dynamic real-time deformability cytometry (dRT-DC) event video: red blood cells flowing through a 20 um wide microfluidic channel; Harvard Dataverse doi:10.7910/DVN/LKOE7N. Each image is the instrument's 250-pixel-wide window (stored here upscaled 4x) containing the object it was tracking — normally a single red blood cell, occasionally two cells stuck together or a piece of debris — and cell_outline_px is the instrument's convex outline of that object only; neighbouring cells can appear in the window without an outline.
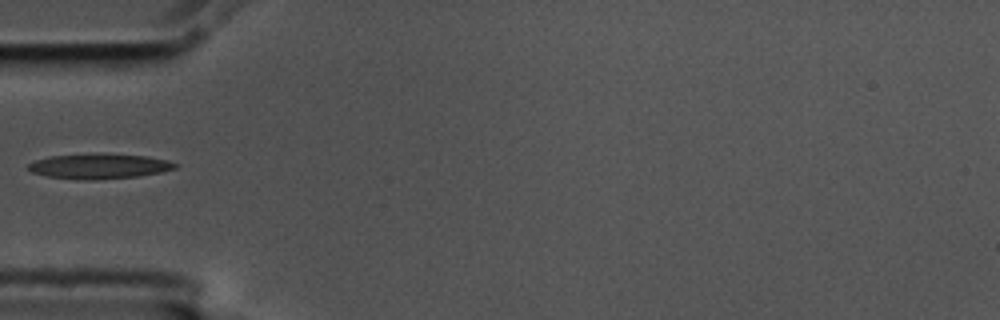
{"species": "common noctule bat (a hibernating species)", "species_latin": "Nyctalus noctula", "temperature_condition": "cold", "stored_images_in_passage": 34, "camera_frame_rate_fps": 3000, "um_per_image_px": 0.085, "animal": {"sex": "male", "body_mass_g": 17.5, "forearm_length_mm": 52.3}, "frame": {"image": 1, "passage_image": 1, "time_ms": 0.0, "image_size_px": [1000, 320], "cell_outline_px": [[180, 164], [176, 168], [160, 172], [140, 176], [92, 180], [84, 180], [48, 176], [32, 172], [28, 168], [28, 164], [36, 160], [48, 156], [148, 156], [168, 160]], "centroid_in_image_um": [8.48, 14.17], "position_along_channel_um": 76.5, "area_um2": 20.4}}
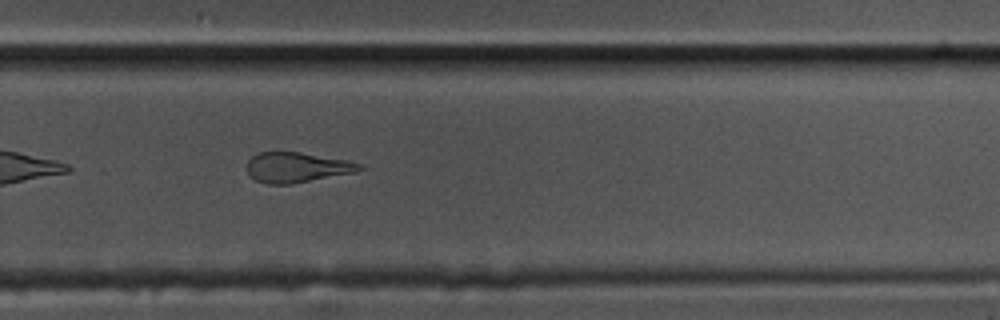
{"frame": {"image": 2, "passage_image": 20, "time_ms": 6.333, "image_size_px": [1000, 320], "cell_outline_px": [[364, 168], [356, 172], [292, 184], [268, 184], [256, 180], [248, 176], [244, 168], [248, 160], [256, 152], [300, 152], [348, 160], [360, 164]], "centroid_in_image_um": [25.17, 14.23], "position_along_channel_um": 304.6, "area_um2": 20.06}}